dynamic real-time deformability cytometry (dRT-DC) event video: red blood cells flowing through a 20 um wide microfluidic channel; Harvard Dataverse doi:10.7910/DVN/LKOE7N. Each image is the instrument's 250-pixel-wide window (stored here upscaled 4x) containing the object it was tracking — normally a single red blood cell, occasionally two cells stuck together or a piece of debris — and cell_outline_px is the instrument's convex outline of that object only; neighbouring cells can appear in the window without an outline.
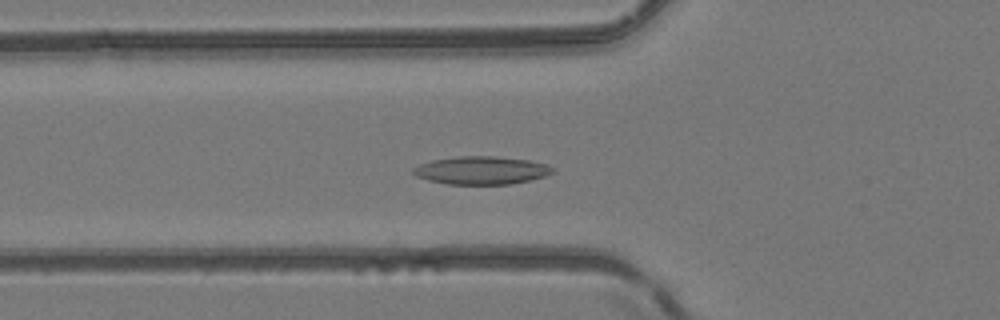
{"species": "common noctule bat (a hibernating species)", "species_latin": "Nyctalus noctula", "temperature_condition": "room temperature", "stored_images_in_passage": 50, "camera_frame_rate_fps": 3000, "um_per_image_px": 0.085, "animal": {"sex": "female", "body_mass_g": 24.6, "forearm_length_mm": 56.2}, "frame": {"image": 1, "passage_image": 18, "time_ms": 5.667, "image_size_px": [1000, 320], "cell_outline_px": [[552, 172], [544, 176], [528, 180], [508, 184], [448, 184], [428, 180], [416, 176], [412, 172], [412, 168], [420, 164], [432, 160], [460, 156], [492, 156], [528, 160], [544, 164], [552, 168]], "centroid_in_image_um": [40.85, 14.48], "position_along_channel_um": 85.0, "area_um2": 22.37}}
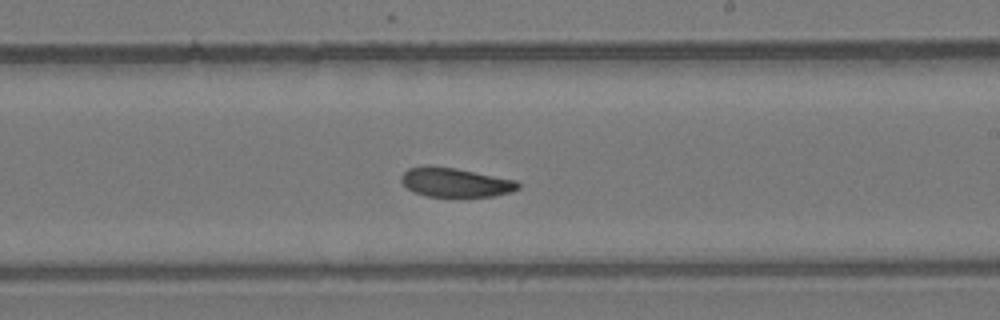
{"frame": {"image": 2, "passage_image": 30, "time_ms": 9.667, "image_size_px": [1000, 320], "cell_outline_px": [[520, 188], [512, 192], [496, 196], [424, 196], [412, 192], [400, 180], [400, 176], [408, 168], [428, 164], [456, 168], [516, 180], [520, 184]], "centroid_in_image_um": [38.68, 15.49], "position_along_channel_um": 250.3, "area_um2": 20.11}}
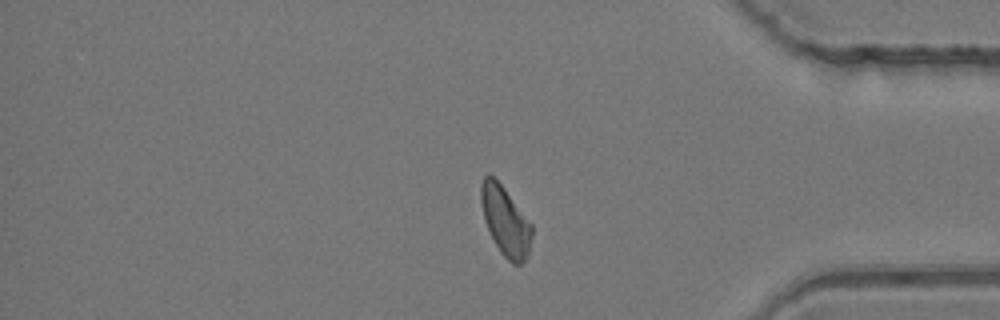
{"frame": {"image": 3, "passage_image": 42, "time_ms": 13.667, "image_size_px": [1000, 320], "cell_outline_px": [[532, 236], [528, 256], [520, 264], [512, 264], [500, 252], [484, 220], [480, 200], [480, 184], [484, 176], [488, 172], [504, 188], [532, 224]], "centroid_in_image_um": [42.95, 18.78], "position_along_channel_um": 392.2, "area_um2": 20.4}}